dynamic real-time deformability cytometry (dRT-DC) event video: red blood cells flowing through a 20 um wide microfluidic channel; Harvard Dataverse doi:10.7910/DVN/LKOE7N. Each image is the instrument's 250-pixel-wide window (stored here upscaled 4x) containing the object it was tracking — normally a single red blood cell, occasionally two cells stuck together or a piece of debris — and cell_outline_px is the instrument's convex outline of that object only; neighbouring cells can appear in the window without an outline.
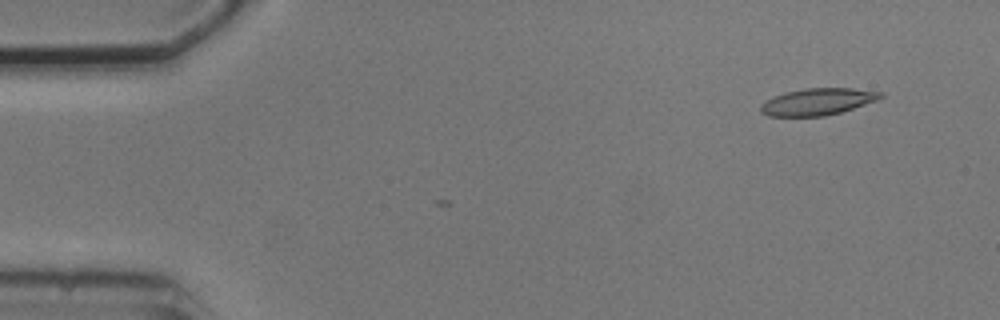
{"species": "common noctule bat (a hibernating species)", "species_latin": "Nyctalus noctula", "temperature_condition": "cold", "stored_images_in_passage": 3, "camera_frame_rate_fps": 3000, "um_per_image_px": 0.085, "animal": {"sex": "male", "body_mass_g": 20.5, "forearm_length_mm": 52.5}, "frame": {"image": 1, "passage_image": 2, "time_ms": 1.333, "image_size_px": [1000, 320], "cell_outline_px": [[884, 96], [876, 100], [840, 112], [824, 116], [768, 116], [760, 112], [760, 104], [784, 92], [804, 88], [852, 88], [884, 92]], "centroid_in_image_um": [69.49, 8.64], "position_along_channel_um": 15.5, "area_um2": 18.61}}